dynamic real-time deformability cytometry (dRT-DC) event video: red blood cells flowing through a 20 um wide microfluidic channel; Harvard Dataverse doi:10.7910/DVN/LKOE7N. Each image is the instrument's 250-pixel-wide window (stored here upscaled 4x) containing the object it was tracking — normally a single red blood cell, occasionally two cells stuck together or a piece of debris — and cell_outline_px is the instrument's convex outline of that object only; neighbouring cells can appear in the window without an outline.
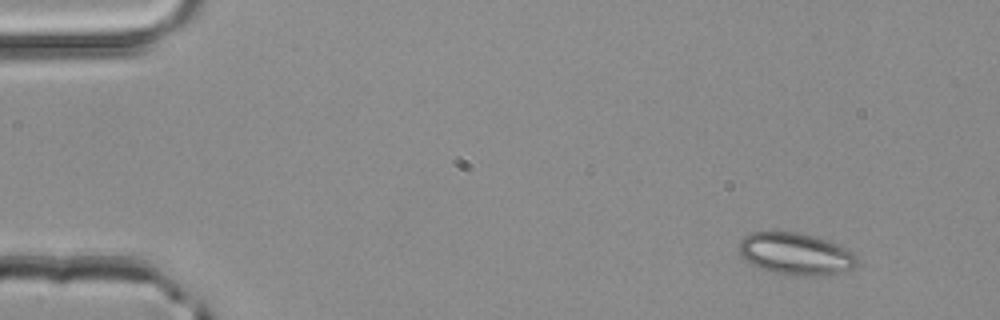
{"species": "common noctule bat (a hibernating species)", "species_latin": "Nyctalus noctula", "temperature_condition": "room temperature", "stored_images_in_passage": 4, "camera_frame_rate_fps": 3000, "um_per_image_px": 0.085, "animal": {"sex": "male", "body_mass_g": 20.4}, "frame": {"image": 1, "passage_image": 2, "time_ms": 0.333, "image_size_px": [1000, 320], "cell_outline_px": [[856, 264], [852, 268], [824, 276], [812, 276], [772, 272], [752, 264], [744, 260], [740, 256], [736, 244], [748, 232], [796, 232], [816, 236], [828, 240], [852, 252], [856, 256]], "centroid_in_image_um": [67.56, 21.56], "position_along_channel_um": 17.4, "area_um2": 28.84}}